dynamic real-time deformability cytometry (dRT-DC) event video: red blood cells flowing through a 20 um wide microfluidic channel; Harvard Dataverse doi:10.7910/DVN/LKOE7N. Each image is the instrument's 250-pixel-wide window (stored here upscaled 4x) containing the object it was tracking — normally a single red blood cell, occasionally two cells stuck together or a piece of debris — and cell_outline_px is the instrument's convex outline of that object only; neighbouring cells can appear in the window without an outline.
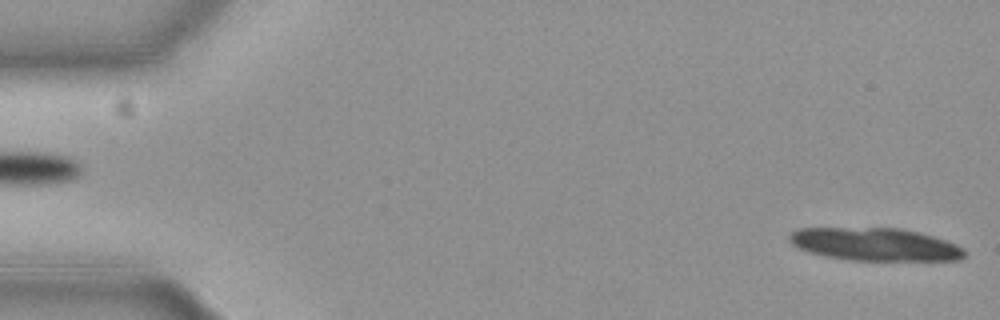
{"species": "common noctule bat (a hibernating species)", "species_latin": "Nyctalus noctula", "temperature_condition": "cold", "stored_images_in_passage": 14, "camera_frame_rate_fps": 3000, "um_per_image_px": 0.085, "animal": {"sex": "female", "body_mass_g": 19.3, "forearm_length_mm": 54.1}, "frame": {"image": 1, "passage_image": 1, "time_ms": 0.0, "image_size_px": [1000, 320], "cell_outline_px": [[964, 256], [960, 260], [852, 260], [824, 256], [808, 252], [792, 244], [788, 240], [788, 236], [796, 228], [900, 228], [932, 236], [956, 244], [964, 248]], "centroid_in_image_um": [74.34, 20.77], "position_along_channel_um": 10.7, "area_um2": 33.35}}